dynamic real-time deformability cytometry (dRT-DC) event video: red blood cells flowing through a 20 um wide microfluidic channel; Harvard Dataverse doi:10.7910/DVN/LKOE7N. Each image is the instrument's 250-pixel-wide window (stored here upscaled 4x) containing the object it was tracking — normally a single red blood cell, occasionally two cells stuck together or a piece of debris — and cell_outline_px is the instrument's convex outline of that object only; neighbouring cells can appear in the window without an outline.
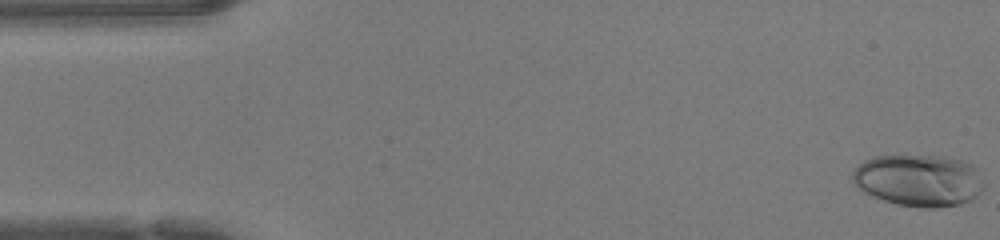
{"species": "human", "species_latin": "Homo sapiens", "temperature_condition": "warm", "stored_images_in_passage": 39, "camera_frame_rate_fps": 3000, "um_per_image_px": 0.085, "donor": {"sex": "female"}, "frame": {"image": 1, "passage_image": 1, "time_ms": 0.0, "image_size_px": [1000, 240], "cell_outline_px": [[984, 184], [980, 192], [972, 200], [960, 204], [936, 208], [920, 208], [896, 204], [884, 200], [864, 192], [852, 184], [852, 172], [864, 160], [872, 156], [944, 156], [960, 160], [972, 164]], "centroid_in_image_um": [78.07, 15.34], "position_along_channel_um": 6.9, "area_um2": 39.82}}
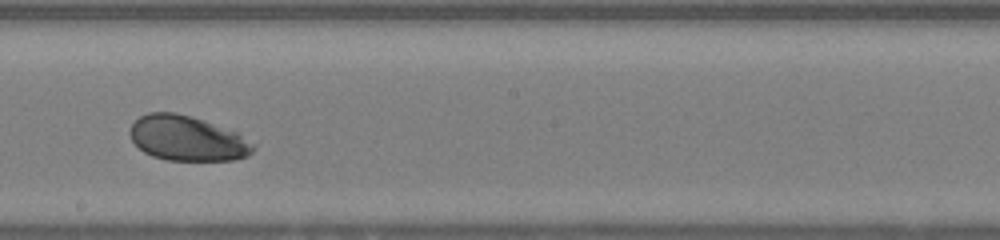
{"frame": {"image": 2, "passage_image": 26, "time_ms": 8.333, "image_size_px": [1000, 240], "cell_outline_px": [[256, 148], [248, 156], [236, 160], [168, 160], [152, 156], [144, 152], [132, 140], [128, 132], [132, 124], [140, 116], [148, 112], [176, 112], [192, 116], [240, 132], [256, 144]], "centroid_in_image_um": [15.97, 11.75], "position_along_channel_um": 232.2, "area_um2": 32.83}}
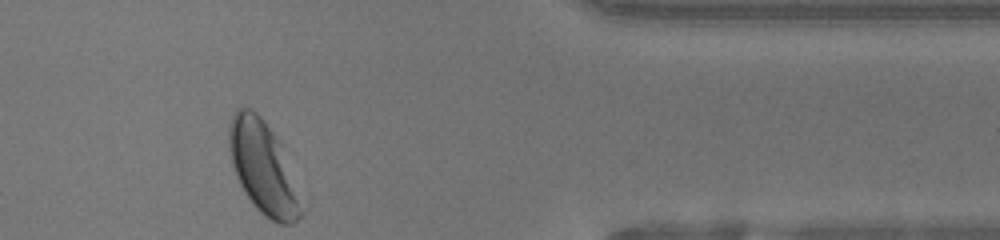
{"frame": {"image": 3, "passage_image": 39, "time_ms": 12.667, "image_size_px": [1000, 240], "cell_outline_px": [[308, 208], [292, 224], [280, 224], [264, 216], [252, 204], [244, 192], [236, 176], [232, 164], [228, 148], [228, 124], [236, 108], [252, 108], [264, 120], [284, 144]], "centroid_in_image_um": [22.46, 14.27], "position_along_channel_um": 388.9, "area_um2": 40.86}, "authors_computed_cell_mechanics": {"area_um2": 35.6048, "velocity_mm_per_s": 4.2378, "shape_relaxation_time_tau1_ms": 3.084, "shape_relaxation_time_tau2_ms": null, "deformation_change_tau1": 0.1328, "deformation_change_tau2": null}}